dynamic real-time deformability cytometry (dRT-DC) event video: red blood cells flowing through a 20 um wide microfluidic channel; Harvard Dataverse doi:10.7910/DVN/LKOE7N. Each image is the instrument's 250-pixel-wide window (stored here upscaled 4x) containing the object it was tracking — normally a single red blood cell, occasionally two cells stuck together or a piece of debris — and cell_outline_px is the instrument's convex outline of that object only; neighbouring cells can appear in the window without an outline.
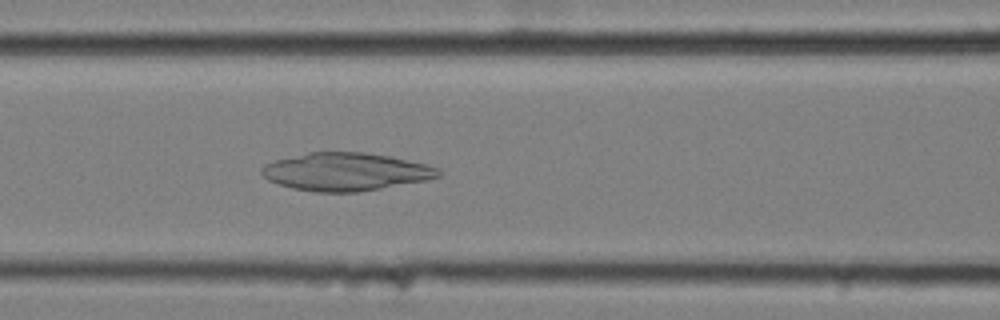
{"species": "common noctule bat (a hibernating species)", "species_latin": "Nyctalus noctula", "temperature_condition": "cold", "stored_images_in_passage": 56, "camera_frame_rate_fps": 3000, "um_per_image_px": 0.085, "animal": {"sex": "female", "body_mass_g": 25.1}, "frame": {"image": 1, "passage_image": 23, "time_ms": 7.333, "image_size_px": [1000, 320], "cell_outline_px": [[444, 172], [440, 176], [428, 180], [360, 192], [316, 192], [292, 188], [268, 180], [260, 172], [260, 168], [264, 164], [276, 160], [308, 152], [364, 152], [388, 156], [428, 164], [440, 168]], "centroid_in_image_um": [29.43, 14.6], "position_along_channel_um": 137.2, "area_um2": 39.25}}
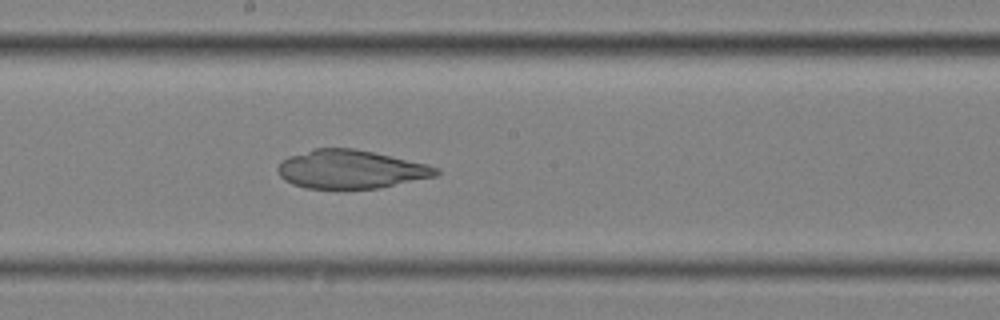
{"frame": {"image": 2, "passage_image": 30, "time_ms": 9.667, "image_size_px": [1000, 320], "cell_outline_px": [[440, 172], [436, 176], [380, 188], [304, 188], [292, 184], [284, 180], [280, 176], [276, 168], [288, 156], [312, 148], [352, 148], [372, 152], [428, 164], [440, 168]], "centroid_in_image_um": [29.81, 14.39], "position_along_channel_um": 218.4, "area_um2": 35.49}}
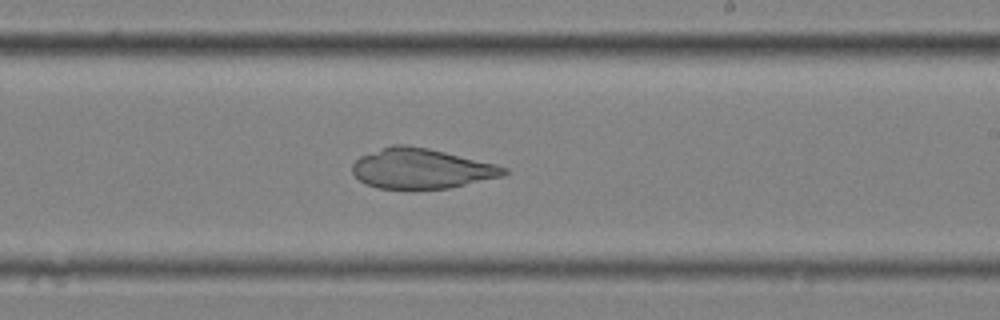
{"frame": {"image": 3, "passage_image": 33, "time_ms": 10.667, "image_size_px": [1000, 320], "cell_outline_px": [[508, 172], [504, 176], [448, 188], [408, 192], [376, 188], [360, 180], [352, 172], [352, 164], [360, 156], [392, 144], [408, 144], [428, 148], [496, 164], [508, 168]], "centroid_in_image_um": [35.8, 14.36], "position_along_channel_um": 253.2, "area_um2": 36.24}}